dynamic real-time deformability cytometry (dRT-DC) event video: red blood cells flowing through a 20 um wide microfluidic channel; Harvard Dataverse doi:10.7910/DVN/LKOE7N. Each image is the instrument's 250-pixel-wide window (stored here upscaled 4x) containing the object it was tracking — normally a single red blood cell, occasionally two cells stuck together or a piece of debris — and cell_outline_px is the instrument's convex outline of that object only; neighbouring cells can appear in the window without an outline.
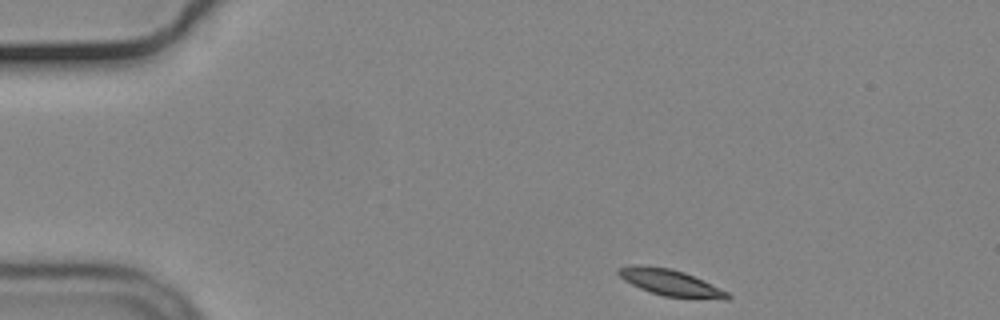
{"species": "common noctule bat (a hibernating species)", "species_latin": "Nyctalus noctula", "temperature_condition": "cold", "stored_images_in_passage": 3, "camera_frame_rate_fps": 3000, "um_per_image_px": 0.085, "animal": {"sex": "male", "body_mass_g": 19.2, "forearm_length_mm": 51.8}, "frame": {"image": 1, "passage_image": 1, "time_ms": 0.0, "image_size_px": [1000, 320], "cell_outline_px": [[732, 296], [728, 300], [724, 300], [664, 296], [640, 288], [624, 280], [616, 272], [616, 268], [636, 264], [668, 268], [684, 272], [728, 292]], "centroid_in_image_um": [56.99, 24.03], "position_along_channel_um": 28.0, "area_um2": 16.59}}